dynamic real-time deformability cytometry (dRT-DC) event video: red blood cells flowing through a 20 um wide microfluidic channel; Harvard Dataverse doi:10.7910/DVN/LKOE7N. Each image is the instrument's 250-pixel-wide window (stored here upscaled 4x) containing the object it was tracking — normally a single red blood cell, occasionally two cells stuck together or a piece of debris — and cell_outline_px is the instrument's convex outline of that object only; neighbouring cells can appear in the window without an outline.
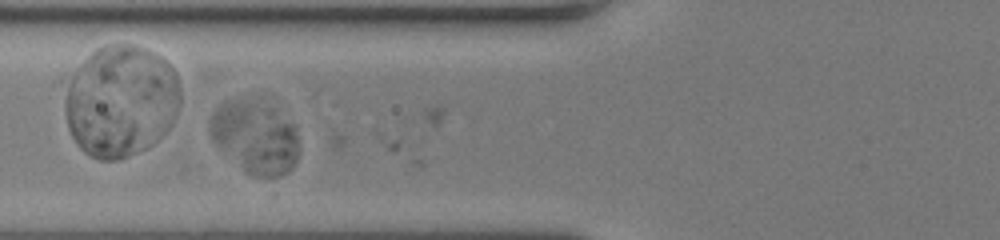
{"species": "human", "species_latin": "Homo sapiens", "temperature_condition": "room temperature", "stored_images_in_passage": 3, "camera_frame_rate_fps": 3000, "um_per_image_px": 0.085, "donor": {"sex": "female"}, "frame": {"image": 1, "passage_image": 2, "time_ms": 0.333, "image_size_px": [1000, 240], "cell_outline_px": [[296, 160], [292, 168], [288, 172], [272, 180], [268, 180], [252, 176], [216, 144], [212, 140], [208, 128], [208, 120], [212, 112], [224, 100], [260, 100], [272, 108], [292, 124], [296, 128]], "centroid_in_image_um": [21.64, 11.67], "position_along_channel_um": 104.2, "area_um2": 37.4}}